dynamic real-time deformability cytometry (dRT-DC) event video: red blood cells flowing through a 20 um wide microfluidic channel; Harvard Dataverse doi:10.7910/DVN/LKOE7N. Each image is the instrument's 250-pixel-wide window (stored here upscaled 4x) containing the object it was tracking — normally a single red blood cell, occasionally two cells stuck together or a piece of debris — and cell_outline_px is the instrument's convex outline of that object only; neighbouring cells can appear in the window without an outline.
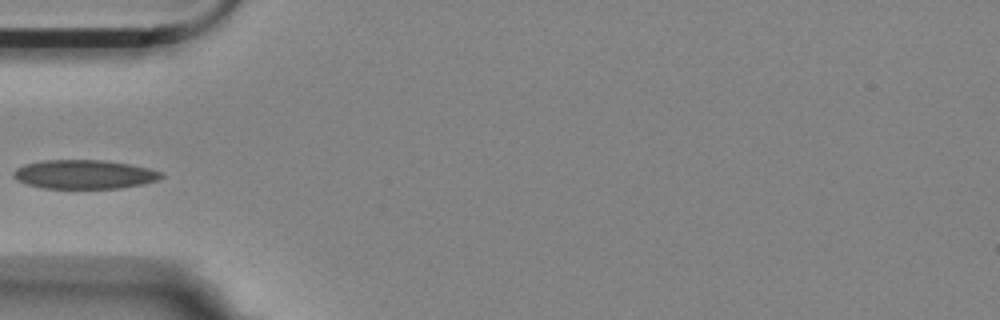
{"species": "Egyptian fruit bat (a non-hibernating species)", "species_latin": "Rousettus aegyptiacus", "temperature_condition": "room temperature", "stored_images_in_passage": 7, "camera_frame_rate_fps": 3000, "um_per_image_px": 0.085, "animal": {"sex": "female"}, "frame": {"image": 1, "passage_image": 5, "time_ms": 1.333, "image_size_px": [1000, 320], "cell_outline_px": [[164, 176], [156, 180], [144, 184], [120, 188], [44, 188], [28, 184], [16, 180], [12, 176], [12, 172], [16, 168], [24, 164], [44, 160], [100, 160], [128, 164], [148, 168], [164, 172]], "centroid_in_image_um": [7.15, 14.82], "position_along_channel_um": 77.8, "area_um2": 24.91}}
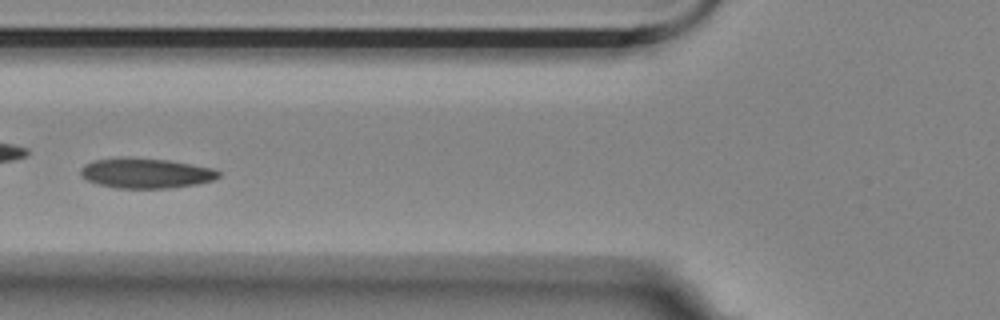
{"frame": {"image": 2, "passage_image": 6, "time_ms": 1.667, "image_size_px": [1000, 320], "cell_outline_px": [[224, 172], [220, 176], [212, 180], [196, 184], [172, 188], [116, 188], [100, 184], [88, 180], [80, 172], [80, 168], [84, 164], [92, 160], [124, 156], [168, 160], [212, 168]], "centroid_in_image_um": [12.4, 14.7], "position_along_channel_um": 113.4, "area_um2": 24.33}}
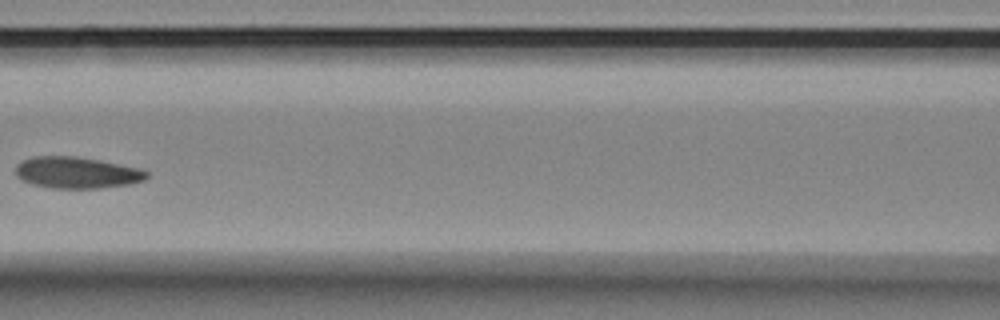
{"frame": {"image": 3, "passage_image": 7, "time_ms": 2.0, "image_size_px": [1000, 320], "cell_outline_px": [[148, 176], [144, 180], [128, 184], [100, 188], [52, 188], [32, 184], [16, 176], [16, 164], [24, 160], [36, 156], [76, 156], [100, 160], [136, 168], [148, 172]], "centroid_in_image_um": [6.5, 14.67], "position_along_channel_um": 160.1, "area_um2": 23.76}}